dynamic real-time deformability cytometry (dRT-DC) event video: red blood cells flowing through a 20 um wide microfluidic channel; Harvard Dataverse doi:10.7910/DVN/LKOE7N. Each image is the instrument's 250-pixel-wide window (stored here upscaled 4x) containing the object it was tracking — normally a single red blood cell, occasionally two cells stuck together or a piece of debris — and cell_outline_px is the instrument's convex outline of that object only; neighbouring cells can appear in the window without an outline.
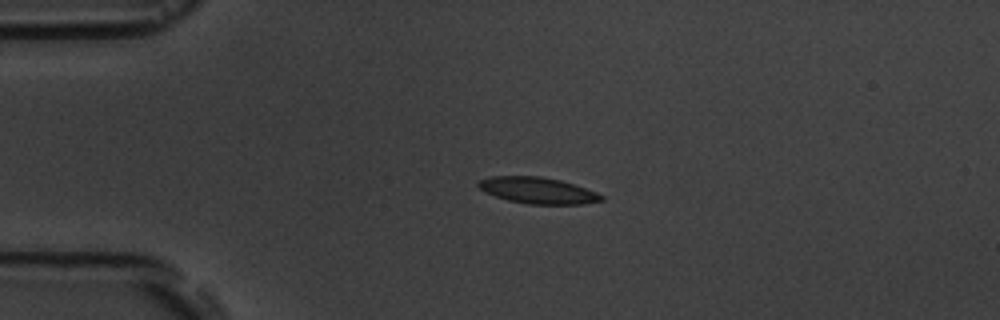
{"species": "common noctule bat (a hibernating species)", "species_latin": "Nyctalus noctula", "temperature_condition": "room temperature", "stored_images_in_passage": 3, "camera_frame_rate_fps": 3000, "um_per_image_px": 0.085, "animal": {"sex": "male", "body_mass_g": 19.5, "forearm_length_mm": 54.6}, "frame": {"image": 1, "passage_image": 1, "time_ms": 0.0, "image_size_px": [1000, 320], "cell_outline_px": [[604, 200], [584, 204], [528, 204], [508, 200], [484, 192], [476, 184], [480, 180], [492, 176], [540, 176], [560, 180], [596, 192], [604, 196]], "centroid_in_image_um": [45.7, 16.19], "position_along_channel_um": 39.3, "area_um2": 18.73}}
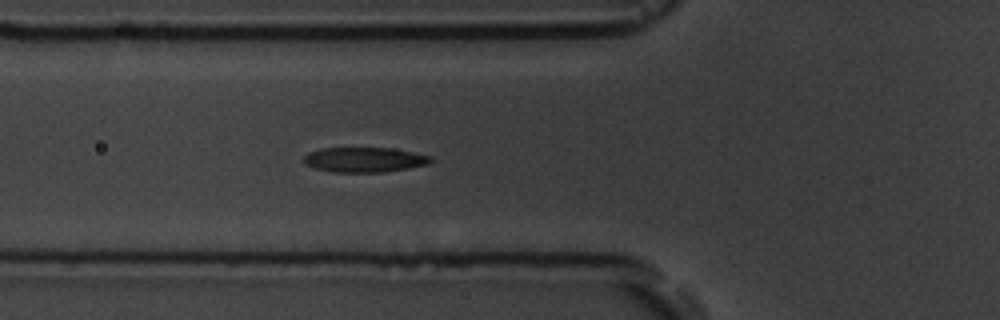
{"frame": {"image": 2, "passage_image": 3, "time_ms": 2.333, "image_size_px": [1000, 320], "cell_outline_px": [[432, 160], [428, 164], [408, 168], [384, 172], [332, 172], [316, 168], [304, 164], [304, 156], [308, 152], [320, 148], [388, 148], [412, 152], [432, 156]], "centroid_in_image_um": [30.95, 13.57], "position_along_channel_um": 94.9, "area_um2": 18.38}}